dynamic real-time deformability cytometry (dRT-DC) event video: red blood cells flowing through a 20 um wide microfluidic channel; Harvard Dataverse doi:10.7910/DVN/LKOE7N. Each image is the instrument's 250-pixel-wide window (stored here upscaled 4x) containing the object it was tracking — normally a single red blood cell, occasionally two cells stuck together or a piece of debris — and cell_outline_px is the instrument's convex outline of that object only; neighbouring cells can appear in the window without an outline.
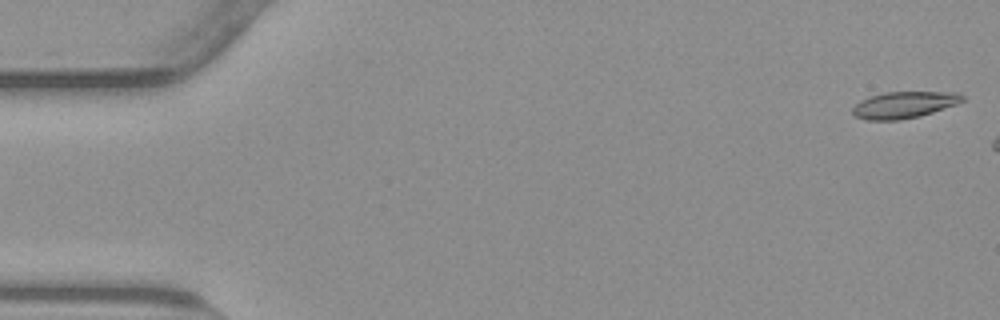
{"species": "common noctule bat (a hibernating species)", "species_latin": "Nyctalus noctula", "temperature_condition": "warm", "stored_images_in_passage": 7, "camera_frame_rate_fps": 3000, "um_per_image_px": 0.085, "animal": {"sex": "male", "body_mass_g": 23.1, "forearm_length_mm": 52.7}, "frame": {"image": 1, "passage_image": 1, "time_ms": 0.0, "image_size_px": [1000, 320], "cell_outline_px": [[964, 100], [956, 104], [920, 116], [900, 120], [868, 120], [856, 116], [852, 112], [852, 108], [860, 100], [884, 92], [960, 92], [964, 96]], "centroid_in_image_um": [76.86, 8.91], "position_along_channel_um": 8.1, "area_um2": 16.94}}